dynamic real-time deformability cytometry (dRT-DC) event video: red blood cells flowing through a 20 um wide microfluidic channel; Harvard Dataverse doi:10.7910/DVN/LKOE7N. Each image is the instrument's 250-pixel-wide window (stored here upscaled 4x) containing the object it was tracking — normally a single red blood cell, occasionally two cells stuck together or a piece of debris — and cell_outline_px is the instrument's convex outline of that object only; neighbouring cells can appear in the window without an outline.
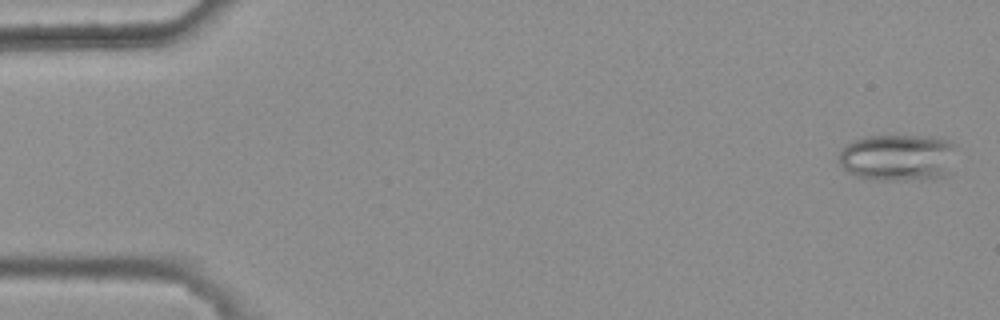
{"species": "common noctule bat (a hibernating species)", "species_latin": "Nyctalus noctula", "temperature_condition": "warm", "stored_images_in_passage": 4, "camera_frame_rate_fps": 3000, "um_per_image_px": 0.085, "animal": {"sex": "female", "body_mass_g": 25.1}, "frame": {"image": 1, "passage_image": 1, "time_ms": 0.0, "image_size_px": [1000, 320], "cell_outline_px": [[952, 148], [948, 172], [940, 176], [904, 180], [880, 180], [856, 176], [848, 172], [840, 164], [840, 148], [844, 144], [864, 136], [920, 136], [948, 140], [952, 144]], "centroid_in_image_um": [76.2, 13.37], "position_along_channel_um": 8.8, "area_um2": 31.33}}